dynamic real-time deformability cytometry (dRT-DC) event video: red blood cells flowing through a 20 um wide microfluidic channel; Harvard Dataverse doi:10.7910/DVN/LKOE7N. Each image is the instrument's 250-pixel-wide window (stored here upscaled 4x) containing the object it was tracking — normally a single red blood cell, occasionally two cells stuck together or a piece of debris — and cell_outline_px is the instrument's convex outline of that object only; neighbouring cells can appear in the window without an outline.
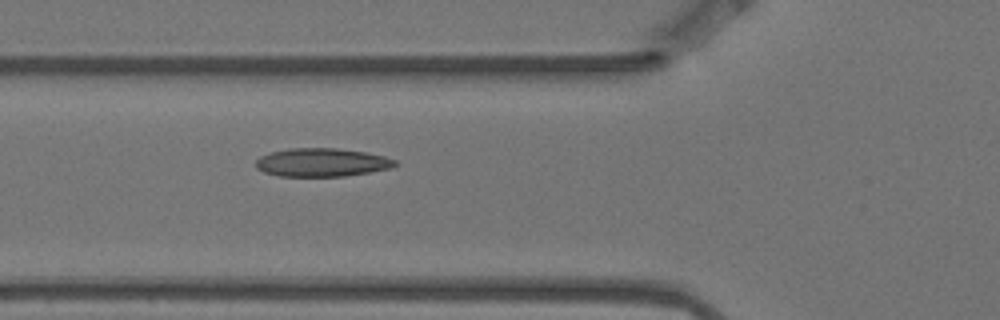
{"species": "Egyptian fruit bat (a non-hibernating species)", "species_latin": "Rousettus aegyptiacus", "temperature_condition": "warm", "stored_images_in_passage": 6, "camera_frame_rate_fps": 3000, "um_per_image_px": 0.085, "animal": {"sex": "female"}, "frame": {"image": 1, "passage_image": 6, "time_ms": 1.667, "image_size_px": [1000, 320], "cell_outline_px": [[400, 164], [392, 168], [344, 176], [280, 176], [264, 172], [256, 168], [256, 160], [260, 156], [272, 152], [288, 148], [336, 148], [364, 152], [384, 156], [396, 160]], "centroid_in_image_um": [27.37, 13.8], "position_along_channel_um": 98.4, "area_um2": 23.0}}